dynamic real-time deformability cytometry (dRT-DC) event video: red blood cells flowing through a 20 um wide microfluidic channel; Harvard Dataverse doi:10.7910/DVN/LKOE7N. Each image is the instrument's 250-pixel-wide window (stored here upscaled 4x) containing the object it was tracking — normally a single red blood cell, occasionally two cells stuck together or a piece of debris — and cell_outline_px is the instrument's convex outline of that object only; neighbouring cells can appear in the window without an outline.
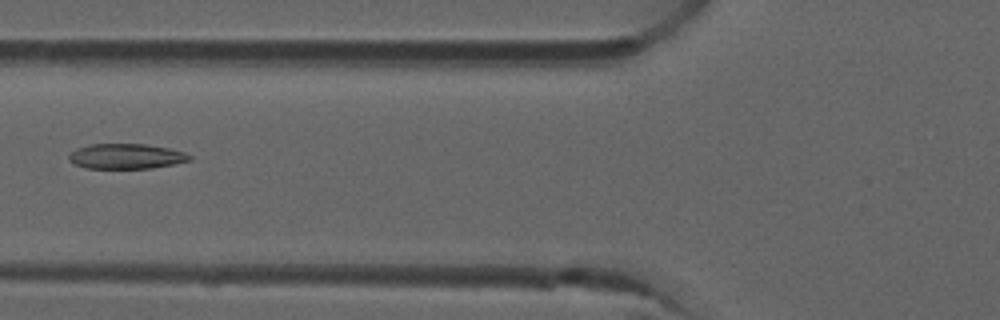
{"species": "common noctule bat (a hibernating species)", "species_latin": "Nyctalus noctula", "temperature_condition": "room temperature", "stored_images_in_passage": 3, "camera_frame_rate_fps": 3000, "um_per_image_px": 0.085, "animal": {"sex": "male", "forearm_length_mm": 52.5}, "frame": {"image": 1, "passage_image": 3, "time_ms": 0.667, "image_size_px": [1000, 320], "cell_outline_px": [[192, 160], [152, 168], [84, 168], [72, 164], [68, 160], [68, 156], [76, 148], [92, 144], [144, 144], [168, 148], [184, 152], [192, 156]], "centroid_in_image_um": [10.69, 13.29], "position_along_channel_um": 115.1, "area_um2": 17.69}}